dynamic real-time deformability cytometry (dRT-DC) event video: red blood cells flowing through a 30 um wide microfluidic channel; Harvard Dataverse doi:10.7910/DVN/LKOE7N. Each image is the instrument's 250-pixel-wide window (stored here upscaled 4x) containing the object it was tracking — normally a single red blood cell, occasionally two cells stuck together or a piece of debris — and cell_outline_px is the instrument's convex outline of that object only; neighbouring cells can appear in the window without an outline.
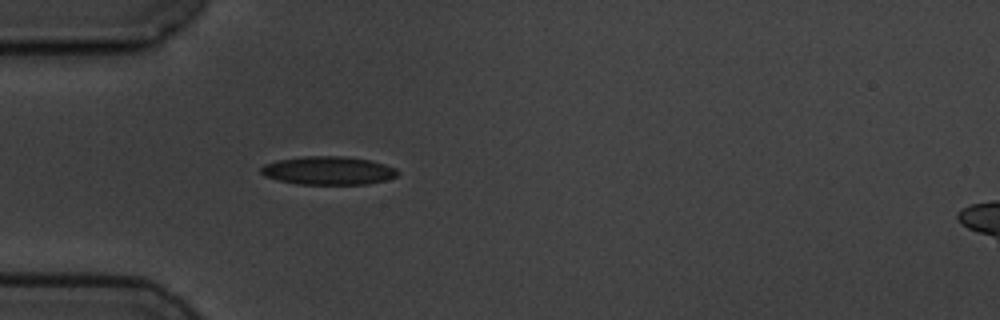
{"species": "common noctule bat (a hibernating species)", "species_latin": "Nyctalus noctula", "temperature_condition": "cold", "stored_images_in_passage": 3, "segment_of_instrument_passage": [1, 2], "camera_frame_rate_fps": 3000, "um_per_image_px": 0.085, "animal": {"sex": "male", "body_mass_g": 19.5, "forearm_length_mm": 54.6}, "frame": {"image": 1, "passage_image": 2, "time_ms": 1.333, "image_size_px": [1000, 320], "cell_outline_px": [[400, 172], [396, 176], [384, 180], [368, 184], [296, 184], [264, 176], [260, 172], [260, 168], [264, 164], [276, 160], [304, 156], [344, 156], [372, 160], [396, 168]], "centroid_in_image_um": [27.9, 14.49], "position_along_channel_um": 57.1, "area_um2": 22.66}}